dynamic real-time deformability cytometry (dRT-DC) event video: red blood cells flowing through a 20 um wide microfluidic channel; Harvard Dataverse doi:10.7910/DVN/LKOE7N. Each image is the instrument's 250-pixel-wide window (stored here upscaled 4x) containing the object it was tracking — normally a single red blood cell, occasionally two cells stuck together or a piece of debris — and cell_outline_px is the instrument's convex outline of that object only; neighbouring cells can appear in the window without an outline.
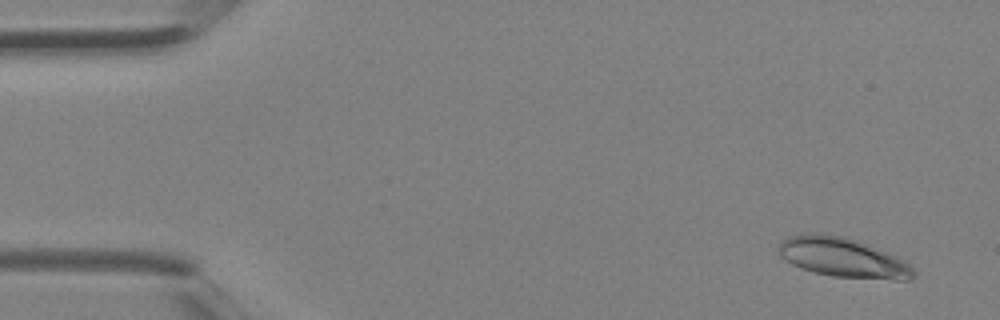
{"species": "Egyptian fruit bat (a non-hibernating species)", "species_latin": "Rousettus aegyptiacus", "temperature_condition": "room temperature", "stored_images_in_passage": 3, "camera_frame_rate_fps": 3000, "um_per_image_px": 0.085, "animal": {"sex": "female"}, "frame": {"image": 1, "passage_image": 1, "time_ms": 0.0, "image_size_px": [1000, 320], "cell_outline_px": [[916, 276], [908, 280], [892, 280], [832, 276], [800, 268], [784, 260], [776, 252], [776, 248], [780, 240], [788, 236], [804, 232], [820, 232], [844, 236], [872, 244], [904, 260], [916, 272]], "centroid_in_image_um": [71.6, 21.86], "position_along_channel_um": 13.4, "area_um2": 32.02}}